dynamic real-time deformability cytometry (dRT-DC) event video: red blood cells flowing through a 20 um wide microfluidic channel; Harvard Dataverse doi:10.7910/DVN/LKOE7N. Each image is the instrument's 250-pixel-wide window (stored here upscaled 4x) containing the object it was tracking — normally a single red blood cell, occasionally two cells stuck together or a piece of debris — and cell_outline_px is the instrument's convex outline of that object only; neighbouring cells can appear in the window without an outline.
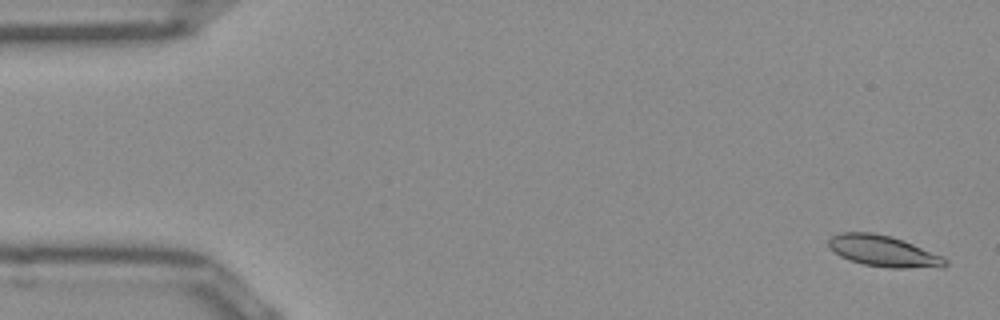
{"species": "Egyptian fruit bat (a non-hibernating species)", "species_latin": "Rousettus aegyptiacus", "temperature_condition": "room temperature", "stored_images_in_passage": 51, "camera_frame_rate_fps": 3000, "um_per_image_px": 0.085, "frame": {"image": 1, "passage_image": 2, "time_ms": 0.333, "image_size_px": [1000, 320], "cell_outline_px": [[948, 264], [944, 268], [888, 268], [864, 264], [840, 256], [828, 248], [828, 240], [832, 236], [840, 232], [872, 232], [892, 236], [904, 240], [940, 256], [948, 260]], "centroid_in_image_um": [75.1, 21.35], "position_along_channel_um": 9.9, "area_um2": 21.27}}
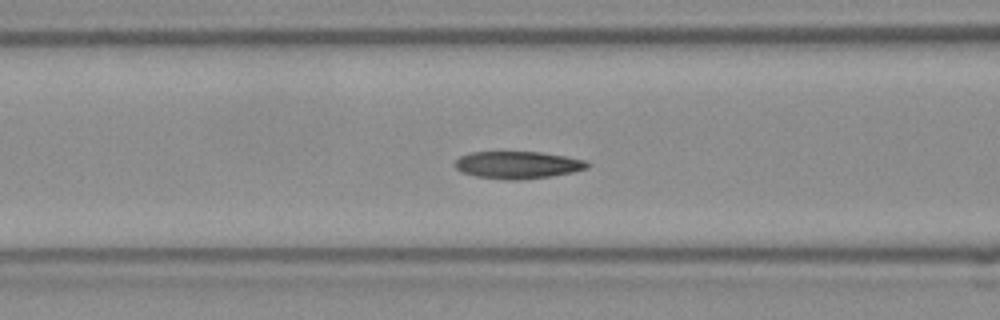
{"frame": {"image": 2, "passage_image": 20, "time_ms": 6.333, "image_size_px": [1000, 320], "cell_outline_px": [[592, 164], [588, 168], [572, 172], [552, 176], [520, 180], [504, 180], [476, 176], [460, 172], [456, 168], [456, 160], [460, 156], [472, 152], [540, 152], [564, 156], [584, 160]], "centroid_in_image_um": [44.01, 14.03], "position_along_channel_um": 122.6, "area_um2": 21.1}}
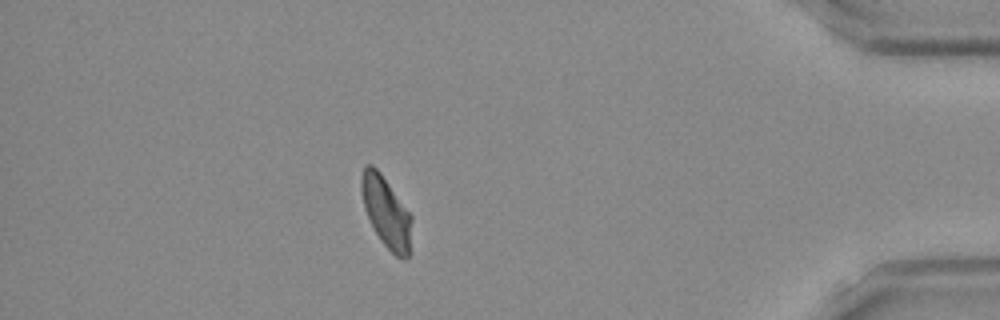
{"frame": {"image": 3, "passage_image": 45, "time_ms": 14.667, "image_size_px": [1000, 320], "cell_outline_px": [[412, 220], [408, 256], [404, 260], [396, 256], [380, 240], [364, 208], [360, 188], [360, 176], [364, 168], [368, 164], [372, 164], [380, 172], [412, 216]], "centroid_in_image_um": [32.81, 18.01], "position_along_channel_um": 402.4, "area_um2": 20.46}, "authors_computed_cell_mechanics": {"area_um2": 20.6924, "velocity_mm_per_s": 3.9387, "shape_relaxation_time_tau1_ms": 6.5812, "shape_relaxation_time_tau2_ms": 1.8202, "deformation_change_tau1": 0.1689, "deformation_change_tau2": 0.0763}}